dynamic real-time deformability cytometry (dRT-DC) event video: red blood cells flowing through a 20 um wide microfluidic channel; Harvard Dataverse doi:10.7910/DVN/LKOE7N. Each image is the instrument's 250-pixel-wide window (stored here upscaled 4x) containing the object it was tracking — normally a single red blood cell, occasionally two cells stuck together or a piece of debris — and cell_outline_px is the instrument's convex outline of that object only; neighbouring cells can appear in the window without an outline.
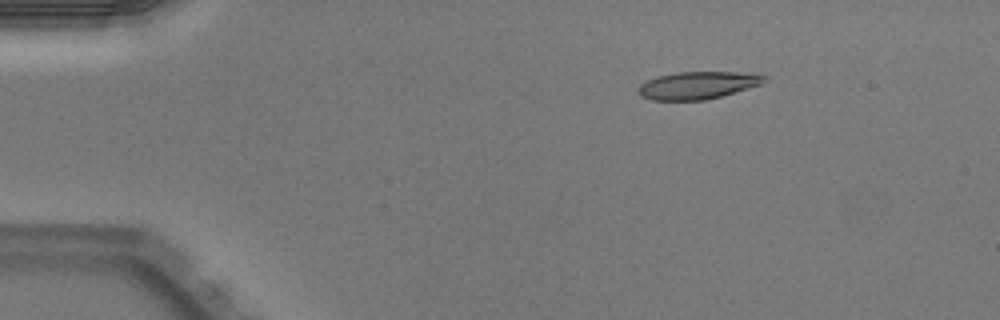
{"species": "Egyptian fruit bat (a non-hibernating species)", "species_latin": "Rousettus aegyptiacus", "temperature_condition": "warm", "stored_images_in_passage": 44, "camera_frame_rate_fps": 3000, "um_per_image_px": 0.085, "animal": {"sex": "male"}, "frame": {"image": 1, "passage_image": 1, "time_ms": 0.0, "image_size_px": [1000, 320], "cell_outline_px": [[764, 80], [760, 84], [748, 88], [720, 96], [704, 100], [652, 100], [640, 96], [636, 92], [636, 88], [640, 84], [656, 76], [676, 72], [756, 72], [764, 76]], "centroid_in_image_um": [59.24, 7.24], "position_along_channel_um": 25.8, "area_um2": 20.23}}
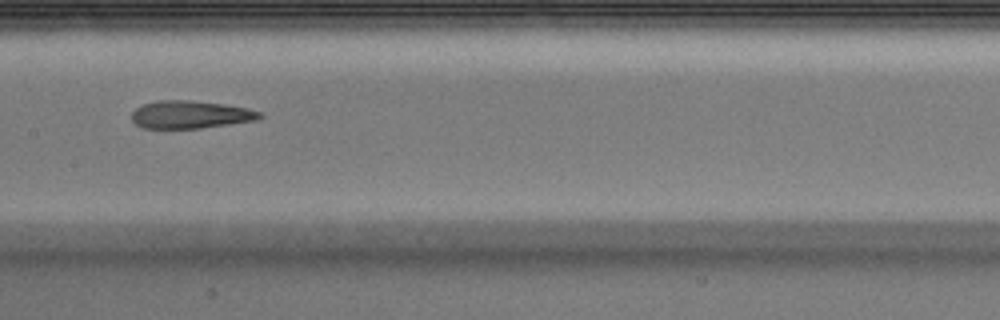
{"frame": {"image": 2, "passage_image": 19, "time_ms": 6.0, "image_size_px": [1000, 320], "cell_outline_px": [[264, 116], [256, 120], [200, 128], [144, 128], [136, 124], [132, 120], [132, 112], [136, 108], [144, 104], [156, 100], [188, 100], [224, 104], [248, 108], [260, 112]], "centroid_in_image_um": [16.18, 9.73], "position_along_channel_um": 191.2, "area_um2": 20.58}}
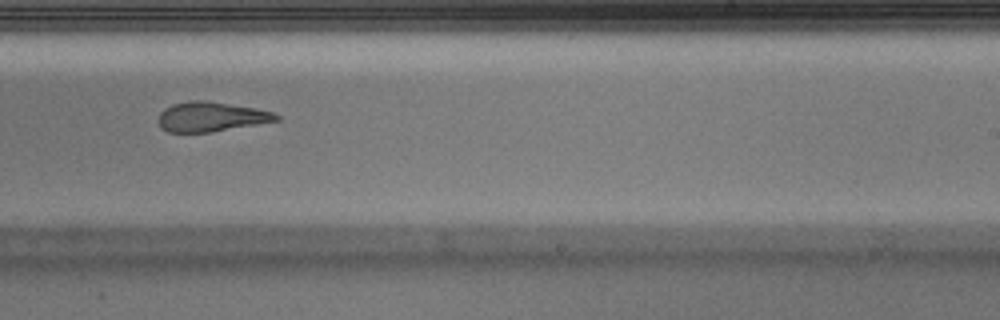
{"frame": {"image": 3, "passage_image": 25, "time_ms": 8.0, "image_size_px": [1000, 320], "cell_outline_px": [[280, 120], [212, 132], [168, 132], [160, 128], [156, 120], [160, 112], [164, 108], [172, 104], [188, 100], [204, 100], [256, 108], [272, 112], [280, 116]], "centroid_in_image_um": [17.88, 9.92], "position_along_channel_um": 271.1, "area_um2": 20.58}, "authors_computed_cell_mechanics": {"area_um2": 21.7617, "velocity_mm_per_s": 4.0059, "shape_relaxation_time_tau1_ms": 6.257, "shape_relaxation_time_tau2_ms": 2.3605, "deformation_change_tau1": 0.2283, "deformation_change_tau2": 0.1244}}